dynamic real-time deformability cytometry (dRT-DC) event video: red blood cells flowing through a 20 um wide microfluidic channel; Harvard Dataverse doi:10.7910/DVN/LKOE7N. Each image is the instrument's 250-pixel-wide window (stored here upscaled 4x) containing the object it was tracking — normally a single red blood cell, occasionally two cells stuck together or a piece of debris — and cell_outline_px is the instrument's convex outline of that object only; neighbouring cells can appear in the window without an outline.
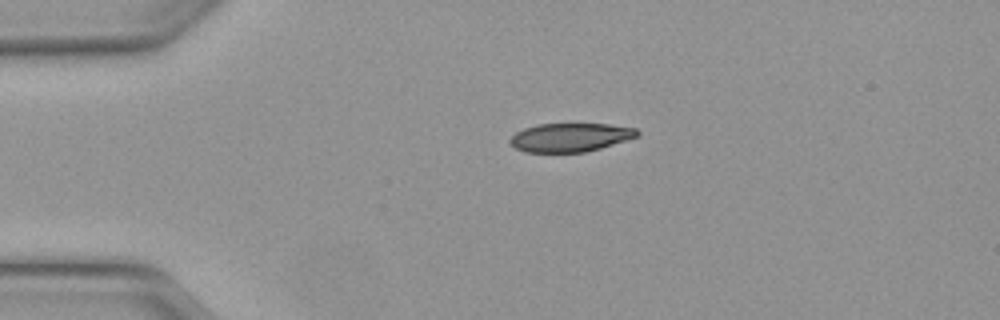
{"species": "Egyptian fruit bat (a non-hibernating species)", "species_latin": "Rousettus aegyptiacus", "temperature_condition": "warm", "stored_images_in_passage": 39, "camera_frame_rate_fps": 3000, "um_per_image_px": 0.085, "animal": {"sex": "female"}, "frame": {"image": 1, "passage_image": 1, "time_ms": 0.0, "image_size_px": [1000, 320], "cell_outline_px": [[640, 136], [600, 148], [584, 152], [524, 152], [508, 144], [508, 140], [516, 132], [524, 128], [536, 124], [608, 124], [636, 128], [640, 132]], "centroid_in_image_um": [48.46, 11.67], "position_along_channel_um": 36.5, "area_um2": 21.33}}
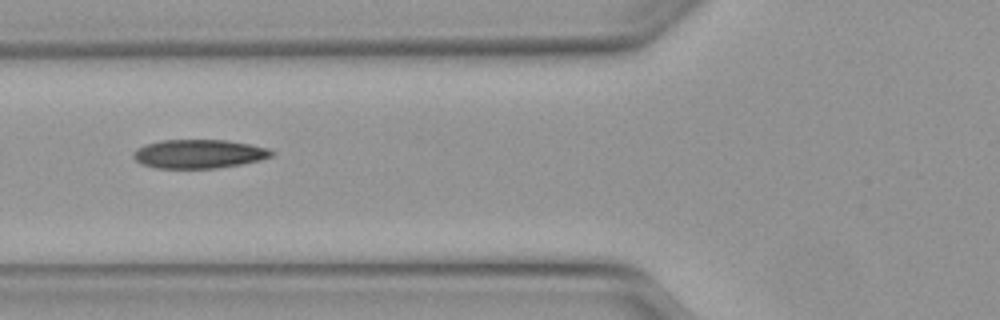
{"frame": {"image": 2, "passage_image": 9, "time_ms": 2.667, "image_size_px": [1000, 320], "cell_outline_px": [[276, 152], [272, 156], [260, 160], [240, 164], [216, 168], [156, 168], [140, 164], [132, 156], [132, 152], [136, 148], [144, 144], [160, 140], [224, 140], [248, 144], [268, 148]], "centroid_in_image_um": [16.86, 13.08], "position_along_channel_um": 108.9, "area_um2": 23.29}}
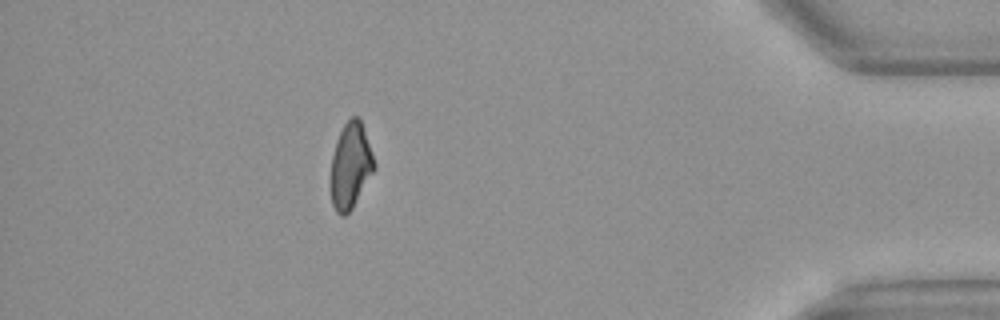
{"frame": {"image": 3, "passage_image": 34, "time_ms": 11.0, "image_size_px": [1000, 320], "cell_outline_px": [[376, 168], [352, 208], [344, 216], [340, 216], [336, 212], [332, 204], [332, 156], [336, 140], [344, 124], [352, 116], [356, 116], [360, 120], [372, 152], [376, 164]], "centroid_in_image_um": [29.81, 14.1], "position_along_channel_um": 405.4, "area_um2": 21.33}, "authors_computed_cell_mechanics": {"area_um2": 22.9466, "velocity_mm_per_s": 4.138, "shape_relaxation_time_tau1_ms": null, "shape_relaxation_time_tau2_ms": 2.7327, "deformation_change_tau1": null, "deformation_change_tau2": 0.0993}}